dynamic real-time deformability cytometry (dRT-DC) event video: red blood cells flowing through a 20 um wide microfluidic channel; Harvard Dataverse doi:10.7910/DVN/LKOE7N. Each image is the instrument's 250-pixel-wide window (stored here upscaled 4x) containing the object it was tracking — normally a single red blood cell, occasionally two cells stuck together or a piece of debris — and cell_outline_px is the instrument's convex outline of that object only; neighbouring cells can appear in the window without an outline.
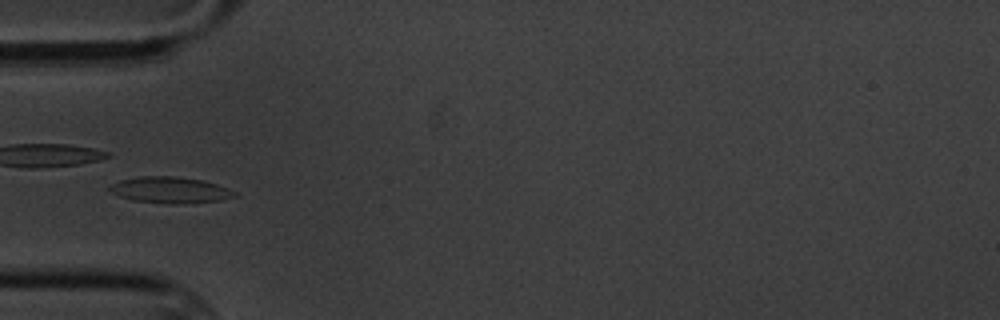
{"species": "common noctule bat (a hibernating species)", "species_latin": "Nyctalus noctula", "temperature_condition": "cold", "stored_images_in_passage": 6, "camera_frame_rate_fps": 3000, "um_per_image_px": 0.085, "animal": {"sex": "male", "body_mass_g": 20.1, "forearm_length_mm": 53.5}, "frame": {"image": 1, "passage_image": 3, "time_ms": 2.333, "image_size_px": [1000, 320], "cell_outline_px": [[240, 196], [220, 200], [184, 204], [168, 204], [132, 200], [120, 196], [112, 192], [108, 188], [108, 184], [120, 180], [140, 176], [176, 176], [204, 180], [228, 188], [236, 192]], "centroid_in_image_um": [14.48, 16.15], "position_along_channel_um": 70.5, "area_um2": 19.36}}
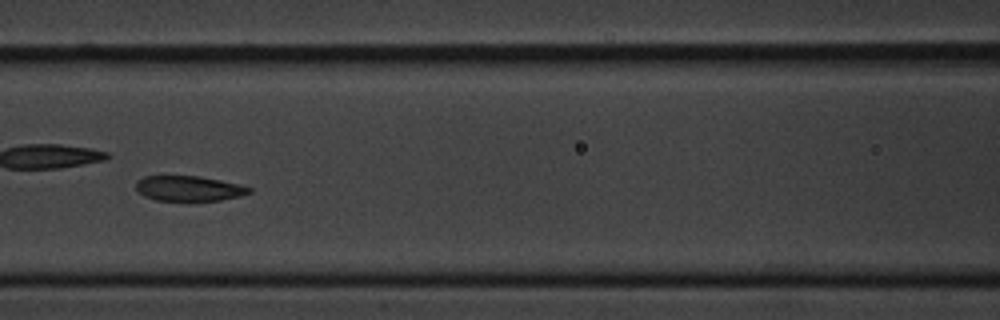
{"frame": {"image": 2, "passage_image": 5, "time_ms": 4.667, "image_size_px": [1000, 320], "cell_outline_px": [[252, 192], [240, 196], [220, 200], [156, 200], [144, 196], [136, 188], [136, 180], [144, 176], [200, 176], [240, 184], [252, 188]], "centroid_in_image_um": [16.07, 16.01], "position_along_channel_um": 150.5, "area_um2": 16.53}}